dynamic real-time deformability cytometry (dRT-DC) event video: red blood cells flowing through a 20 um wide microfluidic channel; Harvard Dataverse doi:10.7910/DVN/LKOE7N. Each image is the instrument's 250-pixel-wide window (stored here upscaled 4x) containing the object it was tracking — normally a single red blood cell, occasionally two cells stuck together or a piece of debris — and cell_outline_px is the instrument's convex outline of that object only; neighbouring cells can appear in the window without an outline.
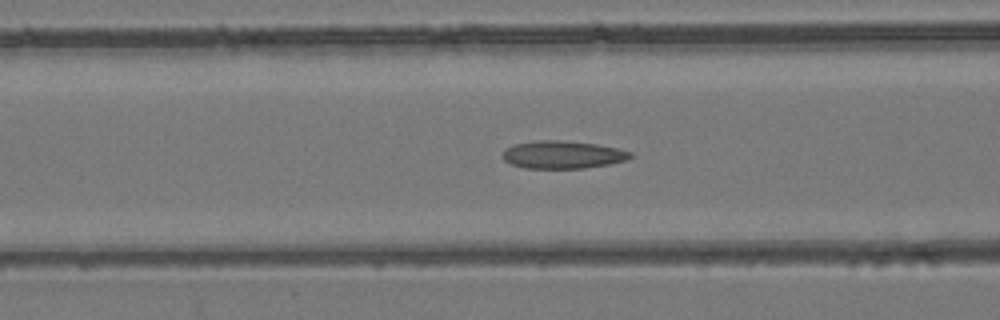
{"species": "common noctule bat (a hibernating species)", "species_latin": "Nyctalus noctula", "temperature_condition": "room temperature", "stored_images_in_passage": 54, "camera_frame_rate_fps": 3000, "um_per_image_px": 0.085, "animal": {"sex": "female", "body_mass_g": 24.6, "forearm_length_mm": 56.2}, "frame": {"image": 1, "passage_image": 22, "time_ms": 7.0, "image_size_px": [1000, 320], "cell_outline_px": [[636, 156], [628, 160], [608, 164], [584, 168], [524, 168], [512, 164], [504, 160], [504, 148], [516, 144], [536, 140], [560, 140], [596, 144], [616, 148], [632, 152]], "centroid_in_image_um": [47.87, 13.15], "position_along_channel_um": 118.7, "area_um2": 20.63}}
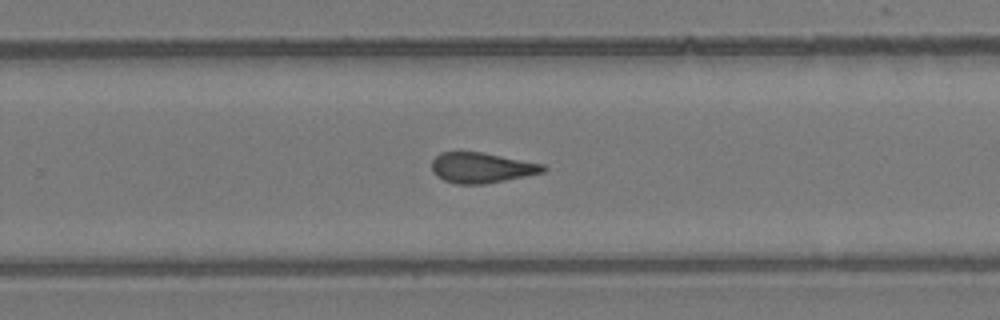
{"frame": {"image": 2, "passage_image": 35, "time_ms": 11.333, "image_size_px": [1000, 320], "cell_outline_px": [[548, 168], [544, 172], [484, 184], [456, 184], [444, 180], [436, 176], [432, 172], [432, 160], [440, 152], [480, 152], [544, 164]], "centroid_in_image_um": [40.91, 14.26], "position_along_channel_um": 288.9, "area_um2": 19.59}}
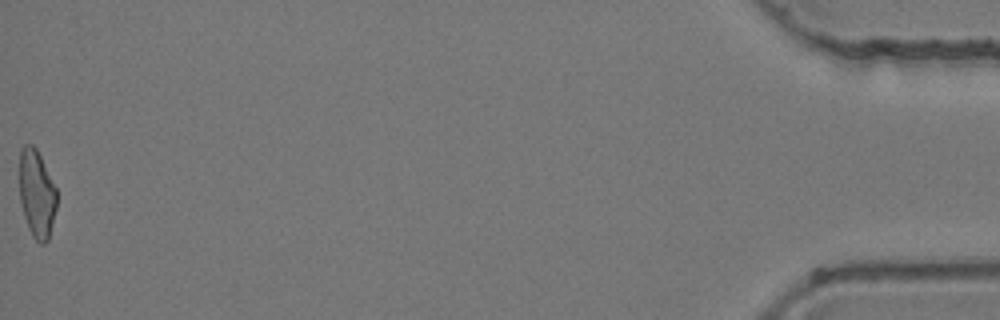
{"frame": {"image": 3, "passage_image": 54, "time_ms": 17.667, "image_size_px": [1000, 320], "cell_outline_px": [[56, 208], [48, 240], [44, 244], [40, 244], [32, 236], [28, 228], [24, 216], [20, 200], [20, 148], [24, 144], [32, 144], [36, 148], [56, 188]], "centroid_in_image_um": [3.11, 16.48], "position_along_channel_um": 432.1, "area_um2": 18.96}, "authors_computed_cell_mechanics": {"area_um2": 20.3456, "velocity_mm_per_s": 3.9254, "shape_relaxation_time_tau1_ms": null, "shape_relaxation_time_tau2_ms": 2.5607, "deformation_change_tau1": null, "deformation_change_tau2": 0.1274}}